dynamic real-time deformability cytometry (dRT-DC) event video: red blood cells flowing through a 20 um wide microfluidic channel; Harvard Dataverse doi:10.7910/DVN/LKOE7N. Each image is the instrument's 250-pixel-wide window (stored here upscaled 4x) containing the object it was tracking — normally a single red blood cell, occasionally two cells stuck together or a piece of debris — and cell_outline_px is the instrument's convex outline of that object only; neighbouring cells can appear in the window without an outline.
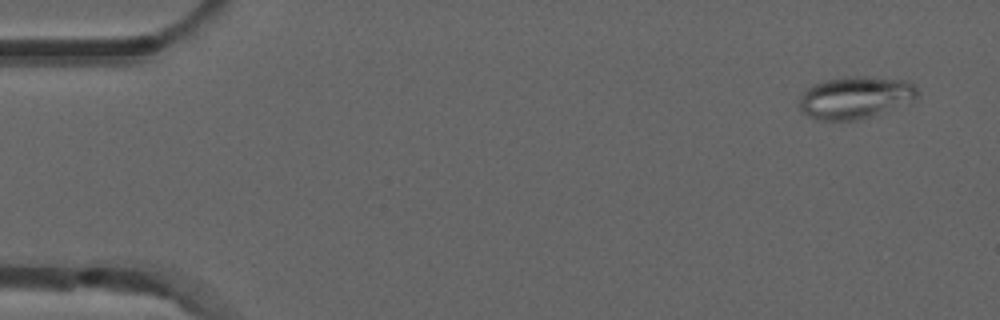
{"species": "common noctule bat (a hibernating species)", "species_latin": "Nyctalus noctula", "temperature_condition": "room temperature", "stored_images_in_passage": 4, "camera_frame_rate_fps": 3000, "um_per_image_px": 0.085, "animal": {"sex": "male", "forearm_length_mm": 52.5}, "frame": {"image": 1, "passage_image": 1, "time_ms": 0.0, "image_size_px": [1000, 320], "cell_outline_px": [[916, 96], [912, 100], [872, 116], [856, 120], [816, 120], [808, 116], [800, 108], [800, 96], [812, 84], [824, 80], [848, 76], [868, 76], [908, 80], [916, 88]], "centroid_in_image_um": [72.66, 8.27], "position_along_channel_um": 12.3, "area_um2": 28.84}}